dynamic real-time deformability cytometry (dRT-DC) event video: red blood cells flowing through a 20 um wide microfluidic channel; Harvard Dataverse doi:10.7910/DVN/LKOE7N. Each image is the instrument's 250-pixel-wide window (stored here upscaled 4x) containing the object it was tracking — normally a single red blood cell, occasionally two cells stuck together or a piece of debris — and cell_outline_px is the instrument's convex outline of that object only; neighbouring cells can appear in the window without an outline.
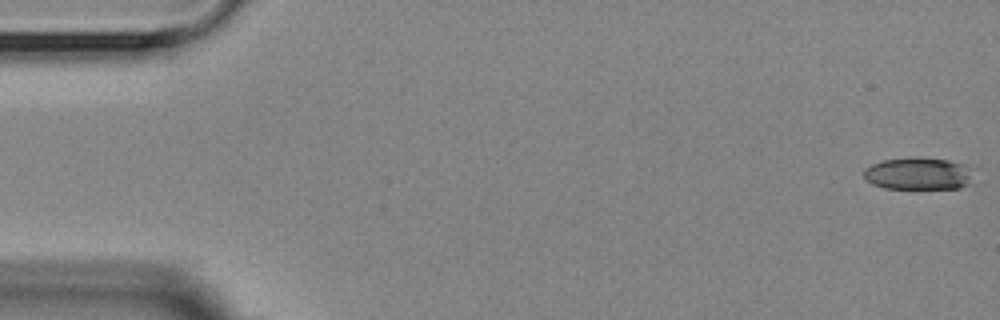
{"species": "Egyptian fruit bat (a non-hibernating species)", "species_latin": "Rousettus aegyptiacus", "temperature_condition": "room temperature", "stored_images_in_passage": 19, "camera_frame_rate_fps": 3000, "um_per_image_px": 0.085, "animal": {"sex": "female"}, "frame": {"image": 1, "passage_image": 1, "time_ms": 0.0, "image_size_px": [1000, 320], "cell_outline_px": [[968, 184], [960, 188], [884, 188], [872, 184], [864, 176], [864, 168], [872, 164], [884, 160], [948, 160], [964, 164], [968, 176]], "centroid_in_image_um": [77.96, 14.8], "position_along_channel_um": 7.0, "area_um2": 19.25}}
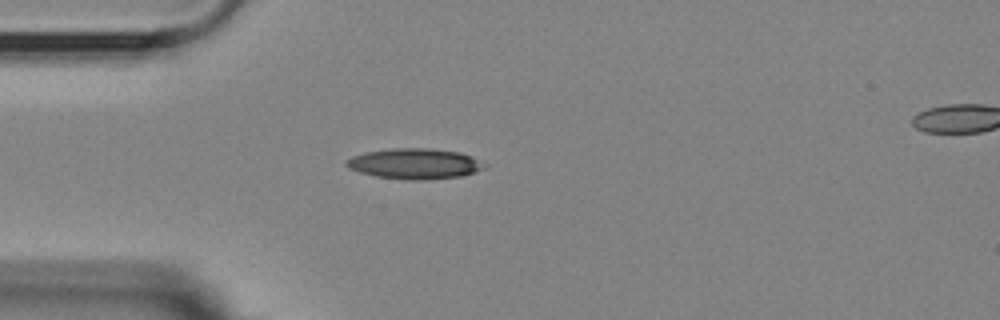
{"frame": {"image": 2, "passage_image": 15, "time_ms": 4.667, "image_size_px": [1000, 320], "cell_outline_px": [[488, 164], [484, 168], [476, 172], [460, 176], [428, 180], [404, 180], [376, 176], [360, 172], [348, 168], [344, 164], [344, 160], [352, 156], [364, 152], [392, 148], [432, 148], [460, 152]], "centroid_in_image_um": [35.23, 13.91], "position_along_channel_um": 49.8, "area_um2": 24.85}}